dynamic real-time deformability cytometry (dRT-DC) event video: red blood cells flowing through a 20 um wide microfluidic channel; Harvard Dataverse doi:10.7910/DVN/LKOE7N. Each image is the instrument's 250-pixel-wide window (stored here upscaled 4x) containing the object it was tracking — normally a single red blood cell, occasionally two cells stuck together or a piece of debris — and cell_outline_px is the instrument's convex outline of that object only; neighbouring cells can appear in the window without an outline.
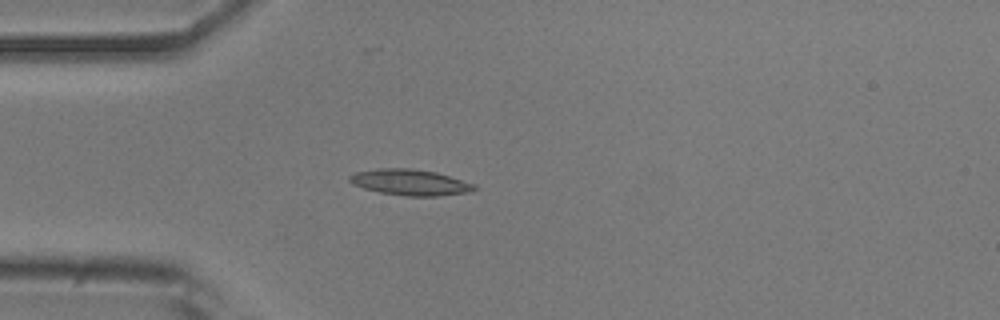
{"species": "common noctule bat (a hibernating species)", "species_latin": "Nyctalus noctula", "temperature_condition": "room temperature", "stored_images_in_passage": 6, "camera_frame_rate_fps": 3000, "um_per_image_px": 0.085, "animal": {"sex": "male", "body_mass_g": 20.5, "forearm_length_mm": 52.5}, "frame": {"image": 1, "passage_image": 1, "time_ms": 0.0, "image_size_px": [1000, 320], "cell_outline_px": [[476, 188], [468, 192], [436, 196], [404, 196], [380, 192], [364, 188], [352, 184], [348, 180], [348, 176], [356, 172], [380, 168], [412, 168], [436, 172], [476, 184]], "centroid_in_image_um": [34.84, 15.49], "position_along_channel_um": 50.2, "area_um2": 18.84}}
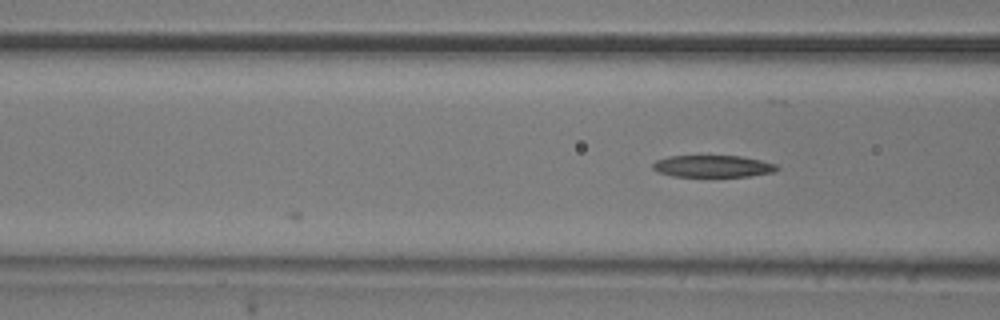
{"frame": {"image": 2, "passage_image": 6, "time_ms": 1.667, "image_size_px": [1000, 320], "cell_outline_px": [[780, 168], [772, 172], [748, 176], [672, 176], [660, 172], [652, 168], [652, 164], [656, 160], [668, 156], [740, 156], [760, 160], [776, 164]], "centroid_in_image_um": [60.57, 14.12], "position_along_channel_um": 106.0, "area_um2": 15.66}}